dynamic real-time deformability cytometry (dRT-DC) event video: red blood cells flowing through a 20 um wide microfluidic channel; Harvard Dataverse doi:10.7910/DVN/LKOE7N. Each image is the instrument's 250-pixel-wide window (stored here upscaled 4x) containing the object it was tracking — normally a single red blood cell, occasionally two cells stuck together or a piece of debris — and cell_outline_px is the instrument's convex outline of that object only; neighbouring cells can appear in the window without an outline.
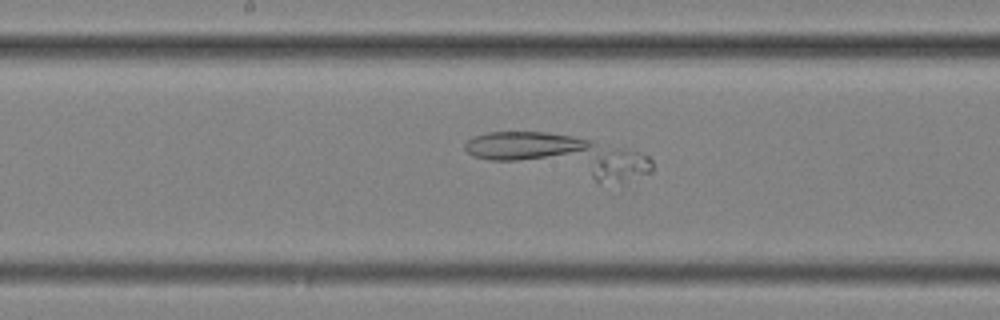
{"species": "common noctule bat (a hibernating species)", "species_latin": "Nyctalus noctula", "temperature_condition": "cold", "stored_images_in_passage": 51, "segment_of_instrument_passage": [1, 2], "camera_frame_rate_fps": 3000, "um_per_image_px": 0.085, "animal": {"sex": "female", "body_mass_g": 25.1}, "frame": {"image": 1, "passage_image": 24, "time_ms": 7.667, "image_size_px": [1000, 320], "cell_outline_px": [[652, 172], [628, 184], [600, 184], [472, 156], [464, 148], [464, 144], [472, 136], [488, 132], [548, 132], [572, 136], [592, 140], [624, 148], [648, 156], [652, 160]], "centroid_in_image_um": [47.78, 13.26], "position_along_channel_um": 200.4, "area_um2": 45.89}}
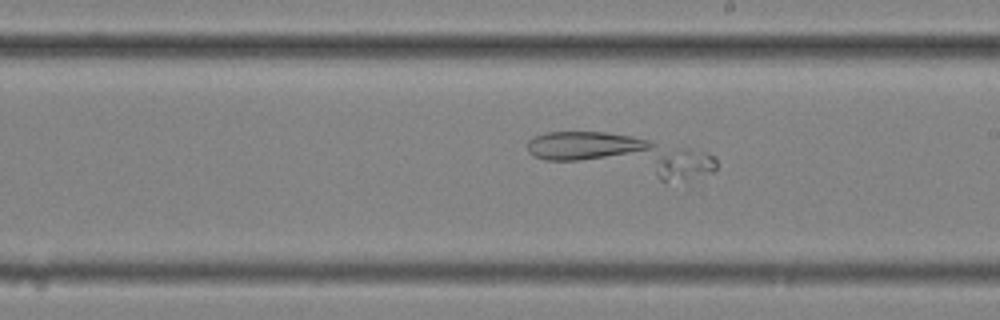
{"frame": {"image": 2, "passage_image": 27, "time_ms": 8.667, "image_size_px": [1000, 320], "cell_outline_px": [[716, 168], [712, 172], [684, 180], [664, 184], [544, 160], [532, 156], [528, 152], [528, 140], [532, 136], [544, 132], [604, 132], [632, 136], [688, 148], [704, 152], [712, 156], [716, 160]], "centroid_in_image_um": [52.88, 13.22], "position_along_channel_um": 236.1, "area_um2": 45.89}}